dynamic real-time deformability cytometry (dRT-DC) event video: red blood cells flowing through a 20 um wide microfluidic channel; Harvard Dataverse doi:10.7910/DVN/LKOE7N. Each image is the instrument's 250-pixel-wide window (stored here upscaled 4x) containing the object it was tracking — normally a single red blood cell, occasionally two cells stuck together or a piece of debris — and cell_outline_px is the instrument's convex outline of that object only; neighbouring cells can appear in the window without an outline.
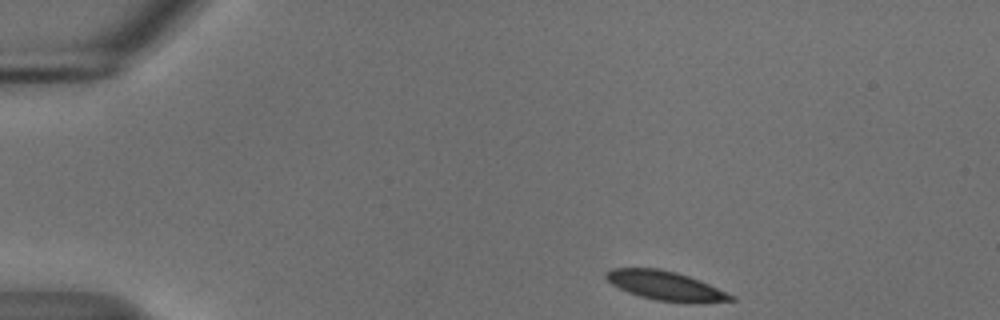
{"species": "common noctule bat (a hibernating species)", "species_latin": "Nyctalus noctula", "temperature_condition": "cold", "stored_images_in_passage": 47, "camera_frame_rate_fps": 3000, "um_per_image_px": 0.085, "animal": {"sex": "male", "body_mass_g": 18.8}, "frame": {"image": 1, "passage_image": 1, "time_ms": 0.0, "image_size_px": [1000, 320], "cell_outline_px": [[736, 300], [696, 304], [688, 304], [656, 300], [640, 296], [628, 292], [612, 284], [604, 276], [604, 272], [612, 268], [660, 268], [676, 272], [700, 280], [736, 296]], "centroid_in_image_um": [56.62, 24.3], "position_along_channel_um": 28.4, "area_um2": 21.56}}
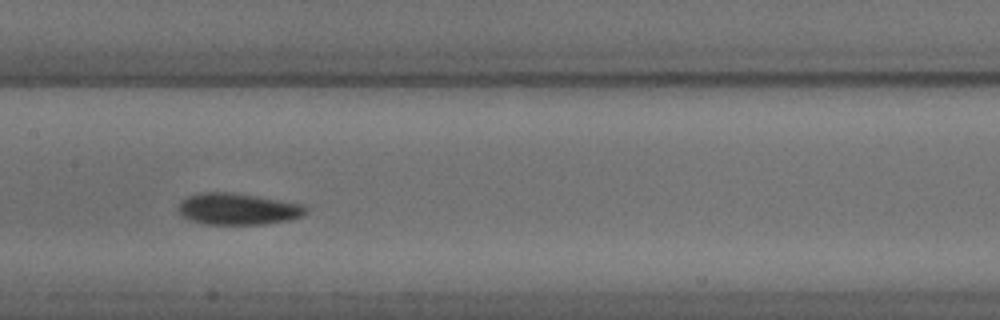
{"frame": {"image": 2, "passage_image": 20, "time_ms": 6.333, "image_size_px": [1000, 320], "cell_outline_px": [[308, 208], [304, 216], [288, 220], [264, 224], [204, 224], [188, 220], [180, 216], [176, 208], [180, 200], [196, 192], [232, 192], [304, 204]], "centroid_in_image_um": [20.16, 17.76], "position_along_channel_um": 187.2, "area_um2": 23.87}}
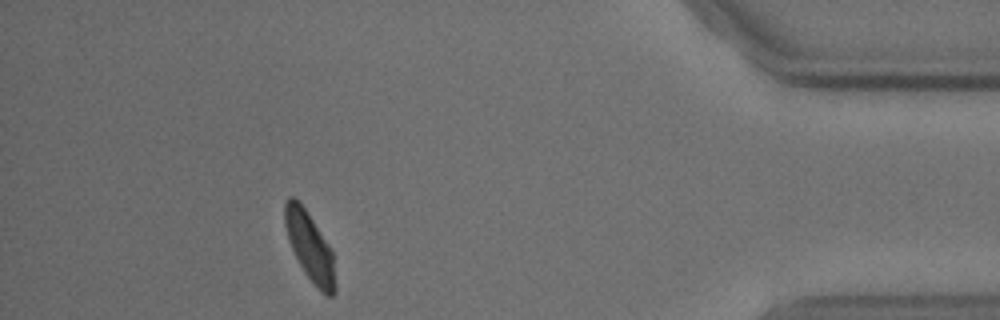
{"frame": {"image": 3, "passage_image": 42, "time_ms": 13.667, "image_size_px": [1000, 320], "cell_outline_px": [[336, 292], [332, 296], [328, 296], [320, 292], [304, 272], [288, 240], [284, 224], [284, 204], [288, 196], [292, 196], [304, 208], [312, 220], [332, 252], [336, 284]], "centroid_in_image_um": [26.32, 21.01], "position_along_channel_um": 408.9, "area_um2": 19.77}, "authors_computed_cell_mechanics": {"area_um2": 22.3686, "velocity_mm_per_s": 3.6507, "shape_relaxation_time_tau1_ms": 3.5617, "shape_relaxation_time_tau2_ms": 2.5774, "deformation_change_tau1": 0.1118, "deformation_change_tau2": 0.0621}}